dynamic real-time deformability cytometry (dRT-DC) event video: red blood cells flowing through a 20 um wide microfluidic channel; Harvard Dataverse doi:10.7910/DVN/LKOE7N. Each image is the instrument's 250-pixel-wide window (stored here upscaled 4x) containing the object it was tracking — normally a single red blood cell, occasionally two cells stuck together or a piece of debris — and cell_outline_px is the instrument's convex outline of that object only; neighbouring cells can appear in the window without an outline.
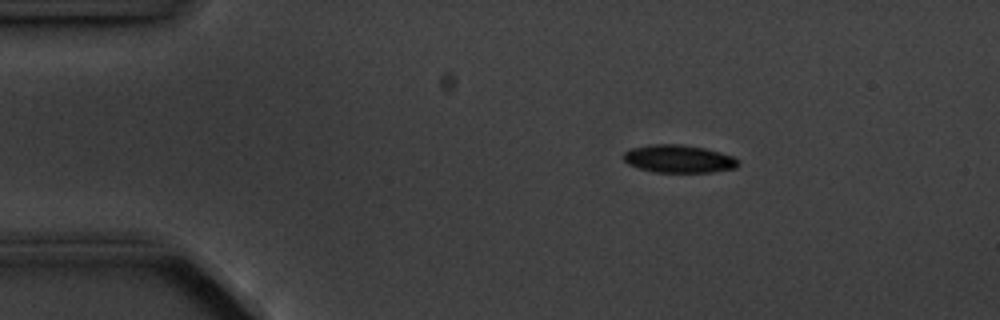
{"species": "common noctule bat (a hibernating species)", "species_latin": "Nyctalus noctula", "temperature_condition": "cold", "stored_images_in_passage": 3, "camera_frame_rate_fps": 3000, "um_per_image_px": 0.085, "animal": {"sex": "male", "body_mass_g": 20.1, "forearm_length_mm": 53.5}, "frame": {"image": 1, "passage_image": 2, "time_ms": 1.0, "image_size_px": [1000, 320], "cell_outline_px": [[740, 164], [736, 168], [712, 172], [656, 172], [640, 168], [628, 164], [624, 160], [624, 152], [632, 148], [652, 144], [680, 144], [704, 148], [720, 152], [732, 156], [740, 160]], "centroid_in_image_um": [57.73, 13.5], "position_along_channel_um": 27.3, "area_um2": 18.55}}